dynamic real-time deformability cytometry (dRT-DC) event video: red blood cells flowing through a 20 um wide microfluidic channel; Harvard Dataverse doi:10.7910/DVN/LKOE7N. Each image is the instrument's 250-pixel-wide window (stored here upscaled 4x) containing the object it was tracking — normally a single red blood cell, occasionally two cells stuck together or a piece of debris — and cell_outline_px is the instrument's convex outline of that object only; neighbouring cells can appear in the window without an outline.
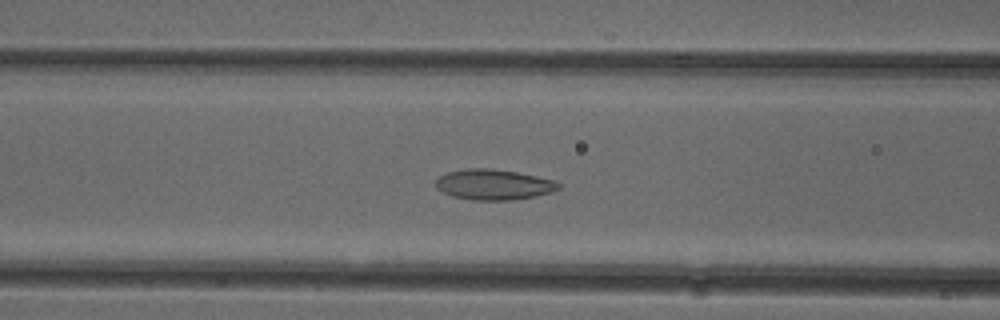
{"species": "common noctule bat (a hibernating species)", "species_latin": "Nyctalus noctula", "temperature_condition": "cold", "stored_images_in_passage": 52, "camera_frame_rate_fps": 3000, "um_per_image_px": 0.085, "animal": {"sex": "female"}, "frame": {"image": 1, "passage_image": 21, "time_ms": 6.667, "image_size_px": [1000, 320], "cell_outline_px": [[560, 188], [552, 192], [536, 196], [512, 200], [472, 200], [452, 196], [436, 188], [436, 180], [440, 176], [448, 172], [468, 168], [488, 168], [516, 172], [556, 180], [560, 184]], "centroid_in_image_um": [41.98, 15.69], "position_along_channel_um": 124.6, "area_um2": 21.79}}
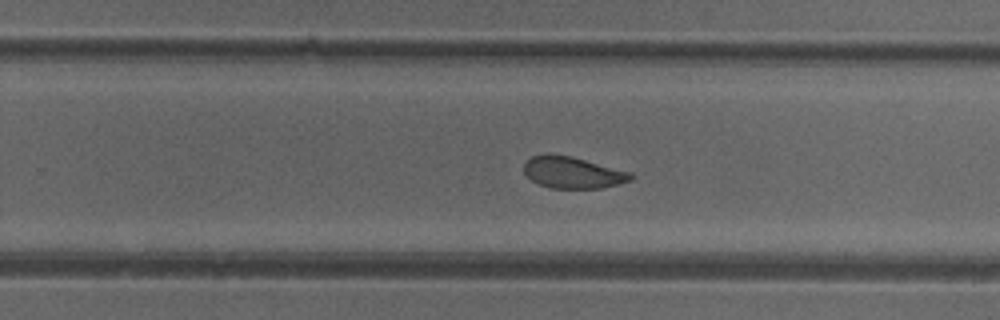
{"frame": {"image": 2, "passage_image": 33, "time_ms": 10.667, "image_size_px": [1000, 320], "cell_outline_px": [[636, 176], [632, 180], [620, 184], [600, 188], [552, 188], [540, 184], [532, 180], [524, 172], [524, 164], [532, 156], [548, 152], [572, 156], [632, 172]], "centroid_in_image_um": [48.72, 14.64], "position_along_channel_um": 281.1, "area_um2": 19.94}}
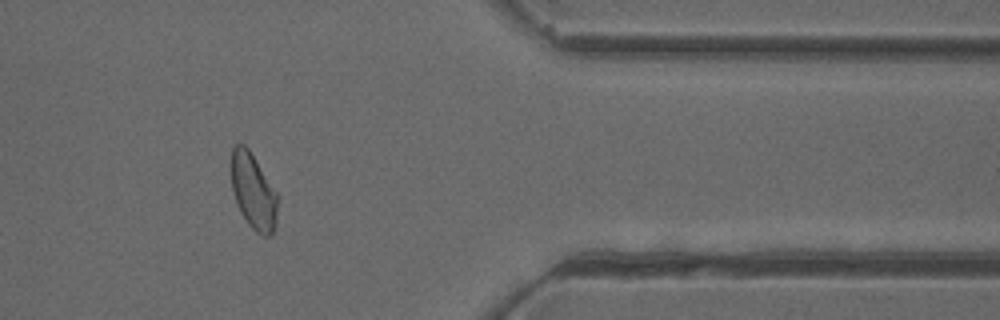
{"frame": {"image": 3, "passage_image": 43, "time_ms": 14.0, "image_size_px": [1000, 320], "cell_outline_px": [[280, 200], [276, 224], [272, 232], [268, 236], [264, 236], [256, 232], [248, 224], [240, 212], [236, 204], [232, 188], [232, 148], [236, 144], [244, 144], [248, 148], [276, 192]], "centroid_in_image_um": [21.56, 16.31], "position_along_channel_um": 389.8, "area_um2": 20.46}, "authors_computed_cell_mechanics": {"area_um2": 21.6172, "velocity_mm_per_s": 3.9229, "shape_relaxation_time_tau1_ms": 7.6833, "shape_relaxation_time_tau2_ms": 2.2686, "deformation_change_tau1": 0.1591, "deformation_change_tau2": 0.0712}}